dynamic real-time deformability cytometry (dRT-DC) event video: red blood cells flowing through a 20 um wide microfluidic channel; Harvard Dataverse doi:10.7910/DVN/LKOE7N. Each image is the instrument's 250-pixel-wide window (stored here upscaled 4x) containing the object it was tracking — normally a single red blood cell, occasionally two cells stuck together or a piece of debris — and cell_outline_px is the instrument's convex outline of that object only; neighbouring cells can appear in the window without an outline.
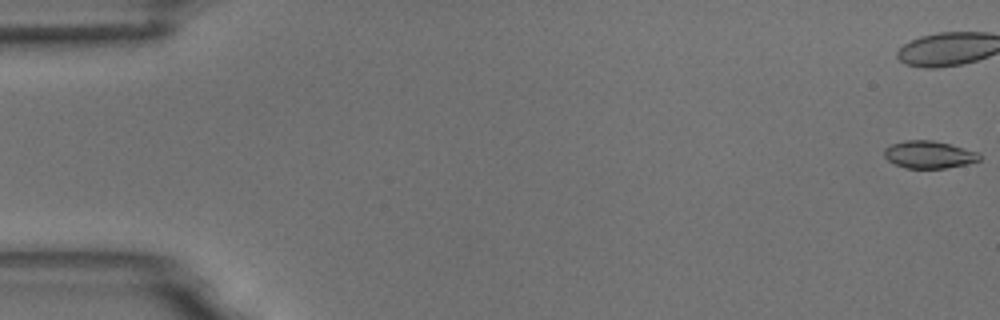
{"species": "common noctule bat (a hibernating species)", "species_latin": "Nyctalus noctula", "temperature_condition": "room temperature", "stored_images_in_passage": 6, "camera_frame_rate_fps": 3000, "um_per_image_px": 0.085, "animal": {"sex": "male", "body_mass_g": 18.8}, "frame": {"image": 1, "passage_image": 1, "time_ms": 0.0, "image_size_px": [1000, 320], "cell_outline_px": [[984, 156], [980, 160], [968, 164], [944, 168], [908, 168], [896, 164], [888, 160], [884, 156], [884, 148], [892, 144], [904, 140], [932, 140], [980, 152]], "centroid_in_image_um": [79.01, 13.14], "position_along_channel_um": 6.0, "area_um2": 15.26}}